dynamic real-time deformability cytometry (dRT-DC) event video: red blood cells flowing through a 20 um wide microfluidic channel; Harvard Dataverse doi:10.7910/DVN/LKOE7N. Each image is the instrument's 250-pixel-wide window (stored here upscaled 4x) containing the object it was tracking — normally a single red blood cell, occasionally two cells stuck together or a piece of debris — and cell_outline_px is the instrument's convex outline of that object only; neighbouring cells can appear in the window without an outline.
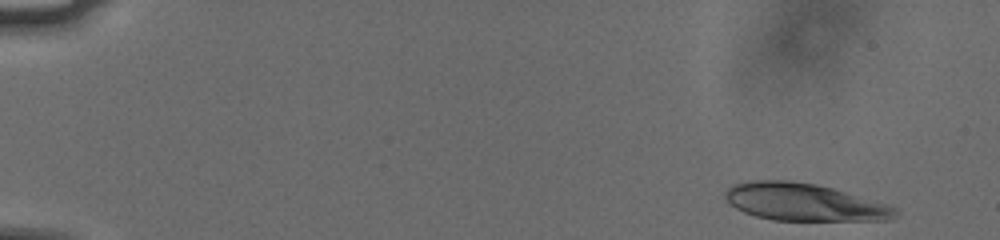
{"species": "human", "species_latin": "Homo sapiens", "temperature_condition": "cold", "stored_images_in_passage": 53, "camera_frame_rate_fps": 3000, "um_per_image_px": 0.085, "donor": {"sex": "male"}, "frame": {"image": 1, "passage_image": 2, "time_ms": 0.333, "image_size_px": [1000, 240], "cell_outline_px": [[900, 212], [892, 220], [772, 220], [756, 216], [744, 212], [728, 204], [724, 196], [724, 192], [732, 184], [752, 180], [788, 180], [816, 184], [832, 188], [888, 204], [896, 208]], "centroid_in_image_um": [68.33, 17.18], "position_along_channel_um": 16.7, "area_um2": 37.22}}
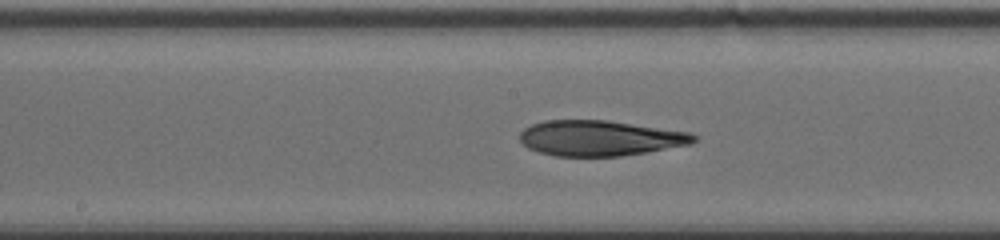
{"frame": {"image": 2, "passage_image": 28, "time_ms": 9.0, "image_size_px": [1000, 240], "cell_outline_px": [[700, 136], [692, 144], [620, 156], [556, 156], [540, 152], [528, 148], [520, 140], [520, 132], [524, 128], [532, 124], [544, 120], [608, 120], [692, 132]], "centroid_in_image_um": [51.04, 11.73], "position_along_channel_um": 197.2, "area_um2": 36.07}}
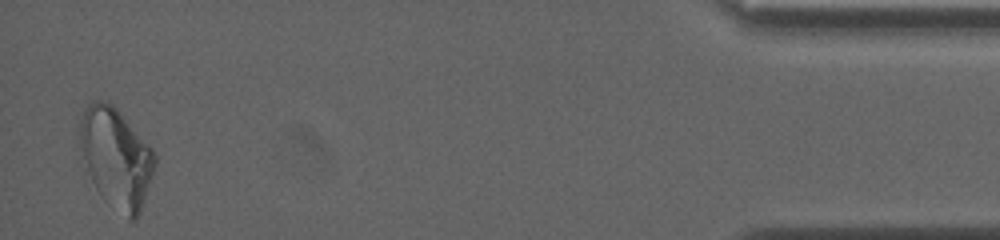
{"frame": {"image": 3, "passage_image": 52, "time_ms": 17.0, "image_size_px": [1000, 240], "cell_outline_px": [[156, 164], [140, 212], [136, 220], [128, 220], [108, 204], [100, 196], [92, 180], [80, 148], [80, 120], [84, 108], [92, 100], [100, 100], [112, 104], [116, 108], [152, 148], [156, 156]], "centroid_in_image_um": [9.88, 13.43], "position_along_channel_um": 425.3, "area_um2": 43.29}, "authors_computed_cell_mechanics": {"area_um2": 37.2232, "velocity_mm_per_s": 3.7731, "shape_relaxation_time_tau1_ms": null, "shape_relaxation_time_tau2_ms": 7.5397, "deformation_change_tau1": null, "deformation_change_tau2": 0.1649}}